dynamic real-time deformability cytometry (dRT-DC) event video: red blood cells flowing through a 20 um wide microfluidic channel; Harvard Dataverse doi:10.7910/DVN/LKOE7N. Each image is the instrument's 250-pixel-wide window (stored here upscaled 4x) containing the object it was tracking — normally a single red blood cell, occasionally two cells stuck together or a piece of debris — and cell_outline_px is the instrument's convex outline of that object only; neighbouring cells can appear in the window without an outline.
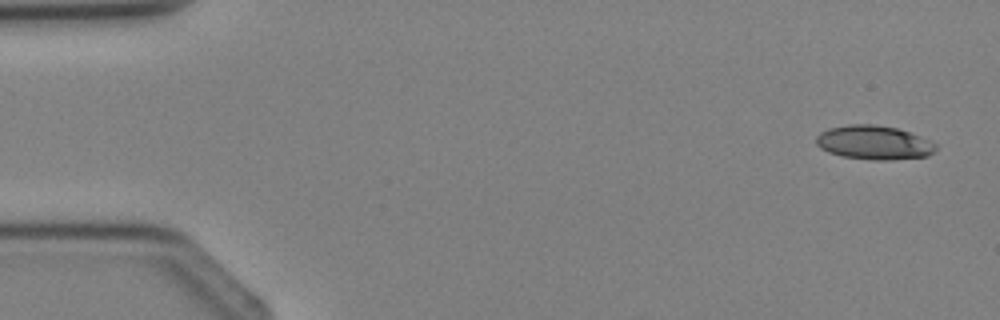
{"species": "Egyptian fruit bat (a non-hibernating species)", "species_latin": "Rousettus aegyptiacus", "temperature_condition": "cold", "stored_images_in_passage": 4, "camera_frame_rate_fps": 3000, "um_per_image_px": 0.085, "animal": {"sex": "female"}, "frame": {"image": 1, "passage_image": 1, "time_ms": 0.0, "image_size_px": [1000, 320], "cell_outline_px": [[936, 148], [928, 156], [888, 160], [872, 160], [844, 156], [828, 152], [820, 148], [816, 144], [816, 136], [820, 132], [828, 128], [848, 124], [872, 124], [896, 128], [920, 136], [936, 144]], "centroid_in_image_um": [74.25, 12.11], "position_along_channel_um": 10.8, "area_um2": 23.58}}